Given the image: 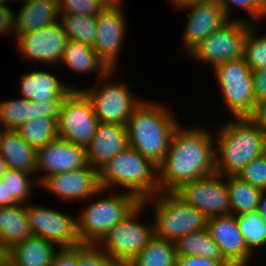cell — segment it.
Listing matches in <instances>:
<instances>
[{"instance_id": "1", "label": "cell", "mask_w": 266, "mask_h": 266, "mask_svg": "<svg viewBox=\"0 0 266 266\" xmlns=\"http://www.w3.org/2000/svg\"><path fill=\"white\" fill-rule=\"evenodd\" d=\"M206 128H175L158 167L159 192H175L183 184L216 173L215 135Z\"/></svg>"}, {"instance_id": "2", "label": "cell", "mask_w": 266, "mask_h": 266, "mask_svg": "<svg viewBox=\"0 0 266 266\" xmlns=\"http://www.w3.org/2000/svg\"><path fill=\"white\" fill-rule=\"evenodd\" d=\"M142 100L133 110L127 128L128 146L157 166L169 148L178 121L164 103Z\"/></svg>"}, {"instance_id": "3", "label": "cell", "mask_w": 266, "mask_h": 266, "mask_svg": "<svg viewBox=\"0 0 266 266\" xmlns=\"http://www.w3.org/2000/svg\"><path fill=\"white\" fill-rule=\"evenodd\" d=\"M215 136L216 173L237 175L266 152V136L251 118L225 123Z\"/></svg>"}, {"instance_id": "4", "label": "cell", "mask_w": 266, "mask_h": 266, "mask_svg": "<svg viewBox=\"0 0 266 266\" xmlns=\"http://www.w3.org/2000/svg\"><path fill=\"white\" fill-rule=\"evenodd\" d=\"M99 183L105 190L122 187L142 201L159 193L158 167L127 146L99 171Z\"/></svg>"}, {"instance_id": "5", "label": "cell", "mask_w": 266, "mask_h": 266, "mask_svg": "<svg viewBox=\"0 0 266 266\" xmlns=\"http://www.w3.org/2000/svg\"><path fill=\"white\" fill-rule=\"evenodd\" d=\"M110 191V196L90 198V204L78 214L77 233L81 244H97L118 222L128 216L142 201L134 194ZM113 193V194H112ZM93 202V203H92Z\"/></svg>"}, {"instance_id": "6", "label": "cell", "mask_w": 266, "mask_h": 266, "mask_svg": "<svg viewBox=\"0 0 266 266\" xmlns=\"http://www.w3.org/2000/svg\"><path fill=\"white\" fill-rule=\"evenodd\" d=\"M151 200L155 207L154 236L175 242L188 233L206 229L208 218L176 192H159L142 202L147 207Z\"/></svg>"}, {"instance_id": "7", "label": "cell", "mask_w": 266, "mask_h": 266, "mask_svg": "<svg viewBox=\"0 0 266 266\" xmlns=\"http://www.w3.org/2000/svg\"><path fill=\"white\" fill-rule=\"evenodd\" d=\"M144 209L141 202L96 244L117 265H128L154 237V223L138 221Z\"/></svg>"}, {"instance_id": "8", "label": "cell", "mask_w": 266, "mask_h": 266, "mask_svg": "<svg viewBox=\"0 0 266 266\" xmlns=\"http://www.w3.org/2000/svg\"><path fill=\"white\" fill-rule=\"evenodd\" d=\"M224 104L235 118H251L256 111L253 71L243 57L220 63L214 68Z\"/></svg>"}, {"instance_id": "9", "label": "cell", "mask_w": 266, "mask_h": 266, "mask_svg": "<svg viewBox=\"0 0 266 266\" xmlns=\"http://www.w3.org/2000/svg\"><path fill=\"white\" fill-rule=\"evenodd\" d=\"M115 70H111L92 88L81 89L90 99L95 115L101 122L127 125L134 108L142 101L129 90L128 85L114 82L112 78ZM101 80L106 82L102 83ZM98 85V86H97ZM103 85V86H102Z\"/></svg>"}, {"instance_id": "10", "label": "cell", "mask_w": 266, "mask_h": 266, "mask_svg": "<svg viewBox=\"0 0 266 266\" xmlns=\"http://www.w3.org/2000/svg\"><path fill=\"white\" fill-rule=\"evenodd\" d=\"M58 137L86 148L93 139L99 119L92 103L81 90H72L62 101Z\"/></svg>"}, {"instance_id": "11", "label": "cell", "mask_w": 266, "mask_h": 266, "mask_svg": "<svg viewBox=\"0 0 266 266\" xmlns=\"http://www.w3.org/2000/svg\"><path fill=\"white\" fill-rule=\"evenodd\" d=\"M250 25L251 23L243 18L229 20L188 54L198 62L209 63L213 68L220 63L243 57L244 39Z\"/></svg>"}, {"instance_id": "12", "label": "cell", "mask_w": 266, "mask_h": 266, "mask_svg": "<svg viewBox=\"0 0 266 266\" xmlns=\"http://www.w3.org/2000/svg\"><path fill=\"white\" fill-rule=\"evenodd\" d=\"M175 192L207 218L231 214L228 186L222 174L187 182Z\"/></svg>"}, {"instance_id": "13", "label": "cell", "mask_w": 266, "mask_h": 266, "mask_svg": "<svg viewBox=\"0 0 266 266\" xmlns=\"http://www.w3.org/2000/svg\"><path fill=\"white\" fill-rule=\"evenodd\" d=\"M29 227L33 236L50 241L58 248L81 245L77 233V219L56 209L26 204Z\"/></svg>"}, {"instance_id": "14", "label": "cell", "mask_w": 266, "mask_h": 266, "mask_svg": "<svg viewBox=\"0 0 266 266\" xmlns=\"http://www.w3.org/2000/svg\"><path fill=\"white\" fill-rule=\"evenodd\" d=\"M15 40L19 54L25 59L51 66L61 62L68 38L58 21L33 32L20 34Z\"/></svg>"}, {"instance_id": "15", "label": "cell", "mask_w": 266, "mask_h": 266, "mask_svg": "<svg viewBox=\"0 0 266 266\" xmlns=\"http://www.w3.org/2000/svg\"><path fill=\"white\" fill-rule=\"evenodd\" d=\"M123 0H114L96 16L97 36L93 49L111 69L115 70L123 46L126 18Z\"/></svg>"}, {"instance_id": "16", "label": "cell", "mask_w": 266, "mask_h": 266, "mask_svg": "<svg viewBox=\"0 0 266 266\" xmlns=\"http://www.w3.org/2000/svg\"><path fill=\"white\" fill-rule=\"evenodd\" d=\"M36 159V173L42 171L44 173H42V176L37 177L36 180L33 179L37 187L47 176L88 166L86 148L59 137L39 148Z\"/></svg>"}, {"instance_id": "17", "label": "cell", "mask_w": 266, "mask_h": 266, "mask_svg": "<svg viewBox=\"0 0 266 266\" xmlns=\"http://www.w3.org/2000/svg\"><path fill=\"white\" fill-rule=\"evenodd\" d=\"M39 187L49 190L64 200L89 201L105 190L99 183V171L88 165L69 172L47 176ZM88 199V200H87Z\"/></svg>"}, {"instance_id": "18", "label": "cell", "mask_w": 266, "mask_h": 266, "mask_svg": "<svg viewBox=\"0 0 266 266\" xmlns=\"http://www.w3.org/2000/svg\"><path fill=\"white\" fill-rule=\"evenodd\" d=\"M177 8L190 11L183 32V45L187 48V53L229 21L215 0L188 1Z\"/></svg>"}, {"instance_id": "19", "label": "cell", "mask_w": 266, "mask_h": 266, "mask_svg": "<svg viewBox=\"0 0 266 266\" xmlns=\"http://www.w3.org/2000/svg\"><path fill=\"white\" fill-rule=\"evenodd\" d=\"M206 228L232 266H249L254 254L247 247L235 215L210 217Z\"/></svg>"}, {"instance_id": "20", "label": "cell", "mask_w": 266, "mask_h": 266, "mask_svg": "<svg viewBox=\"0 0 266 266\" xmlns=\"http://www.w3.org/2000/svg\"><path fill=\"white\" fill-rule=\"evenodd\" d=\"M127 146L126 126L99 121L93 139L86 147L88 165L100 171Z\"/></svg>"}, {"instance_id": "21", "label": "cell", "mask_w": 266, "mask_h": 266, "mask_svg": "<svg viewBox=\"0 0 266 266\" xmlns=\"http://www.w3.org/2000/svg\"><path fill=\"white\" fill-rule=\"evenodd\" d=\"M20 87L21 98L32 102L63 101L72 90H79L76 86L62 83L45 70L23 73Z\"/></svg>"}, {"instance_id": "22", "label": "cell", "mask_w": 266, "mask_h": 266, "mask_svg": "<svg viewBox=\"0 0 266 266\" xmlns=\"http://www.w3.org/2000/svg\"><path fill=\"white\" fill-rule=\"evenodd\" d=\"M15 14V37L59 21L58 0H24Z\"/></svg>"}, {"instance_id": "23", "label": "cell", "mask_w": 266, "mask_h": 266, "mask_svg": "<svg viewBox=\"0 0 266 266\" xmlns=\"http://www.w3.org/2000/svg\"><path fill=\"white\" fill-rule=\"evenodd\" d=\"M0 154L7 168L36 174L37 150L16 131L0 129Z\"/></svg>"}, {"instance_id": "24", "label": "cell", "mask_w": 266, "mask_h": 266, "mask_svg": "<svg viewBox=\"0 0 266 266\" xmlns=\"http://www.w3.org/2000/svg\"><path fill=\"white\" fill-rule=\"evenodd\" d=\"M54 246L52 242L32 235L13 245L4 255L16 266H51L58 249Z\"/></svg>"}, {"instance_id": "25", "label": "cell", "mask_w": 266, "mask_h": 266, "mask_svg": "<svg viewBox=\"0 0 266 266\" xmlns=\"http://www.w3.org/2000/svg\"><path fill=\"white\" fill-rule=\"evenodd\" d=\"M32 236L26 204L0 207V251L4 254L13 245Z\"/></svg>"}, {"instance_id": "26", "label": "cell", "mask_w": 266, "mask_h": 266, "mask_svg": "<svg viewBox=\"0 0 266 266\" xmlns=\"http://www.w3.org/2000/svg\"><path fill=\"white\" fill-rule=\"evenodd\" d=\"M61 62L75 72L88 74L97 71L98 78L111 71L93 47L77 40L68 39Z\"/></svg>"}, {"instance_id": "27", "label": "cell", "mask_w": 266, "mask_h": 266, "mask_svg": "<svg viewBox=\"0 0 266 266\" xmlns=\"http://www.w3.org/2000/svg\"><path fill=\"white\" fill-rule=\"evenodd\" d=\"M177 257L198 256L221 261L232 266L222 255L220 247L212 239L207 228L188 233L174 242Z\"/></svg>"}, {"instance_id": "28", "label": "cell", "mask_w": 266, "mask_h": 266, "mask_svg": "<svg viewBox=\"0 0 266 266\" xmlns=\"http://www.w3.org/2000/svg\"><path fill=\"white\" fill-rule=\"evenodd\" d=\"M225 177L229 191L231 214L236 216L257 211L262 190L241 180L236 175Z\"/></svg>"}, {"instance_id": "29", "label": "cell", "mask_w": 266, "mask_h": 266, "mask_svg": "<svg viewBox=\"0 0 266 266\" xmlns=\"http://www.w3.org/2000/svg\"><path fill=\"white\" fill-rule=\"evenodd\" d=\"M174 242L154 236L127 266H176Z\"/></svg>"}, {"instance_id": "30", "label": "cell", "mask_w": 266, "mask_h": 266, "mask_svg": "<svg viewBox=\"0 0 266 266\" xmlns=\"http://www.w3.org/2000/svg\"><path fill=\"white\" fill-rule=\"evenodd\" d=\"M58 121L49 117H37L29 120L17 130L18 135L31 147L38 150L58 138Z\"/></svg>"}, {"instance_id": "31", "label": "cell", "mask_w": 266, "mask_h": 266, "mask_svg": "<svg viewBox=\"0 0 266 266\" xmlns=\"http://www.w3.org/2000/svg\"><path fill=\"white\" fill-rule=\"evenodd\" d=\"M34 104L30 100L17 98L0 102V129L17 130L20 126L34 119Z\"/></svg>"}, {"instance_id": "32", "label": "cell", "mask_w": 266, "mask_h": 266, "mask_svg": "<svg viewBox=\"0 0 266 266\" xmlns=\"http://www.w3.org/2000/svg\"><path fill=\"white\" fill-rule=\"evenodd\" d=\"M60 22L69 40L94 46L97 36L96 17L88 15H61Z\"/></svg>"}, {"instance_id": "33", "label": "cell", "mask_w": 266, "mask_h": 266, "mask_svg": "<svg viewBox=\"0 0 266 266\" xmlns=\"http://www.w3.org/2000/svg\"><path fill=\"white\" fill-rule=\"evenodd\" d=\"M33 174L21 170L7 168L2 180L7 183L8 206L18 203L27 204L31 198V190L34 187Z\"/></svg>"}, {"instance_id": "34", "label": "cell", "mask_w": 266, "mask_h": 266, "mask_svg": "<svg viewBox=\"0 0 266 266\" xmlns=\"http://www.w3.org/2000/svg\"><path fill=\"white\" fill-rule=\"evenodd\" d=\"M236 220L247 247L253 254L255 249L266 245V222L258 211L236 215Z\"/></svg>"}, {"instance_id": "35", "label": "cell", "mask_w": 266, "mask_h": 266, "mask_svg": "<svg viewBox=\"0 0 266 266\" xmlns=\"http://www.w3.org/2000/svg\"><path fill=\"white\" fill-rule=\"evenodd\" d=\"M254 24L248 27L244 44L243 58L252 71L266 68V33L260 36Z\"/></svg>"}, {"instance_id": "36", "label": "cell", "mask_w": 266, "mask_h": 266, "mask_svg": "<svg viewBox=\"0 0 266 266\" xmlns=\"http://www.w3.org/2000/svg\"><path fill=\"white\" fill-rule=\"evenodd\" d=\"M114 0H58L59 15H88L96 17Z\"/></svg>"}, {"instance_id": "37", "label": "cell", "mask_w": 266, "mask_h": 266, "mask_svg": "<svg viewBox=\"0 0 266 266\" xmlns=\"http://www.w3.org/2000/svg\"><path fill=\"white\" fill-rule=\"evenodd\" d=\"M236 176L250 185L266 190V152L250 161Z\"/></svg>"}, {"instance_id": "38", "label": "cell", "mask_w": 266, "mask_h": 266, "mask_svg": "<svg viewBox=\"0 0 266 266\" xmlns=\"http://www.w3.org/2000/svg\"><path fill=\"white\" fill-rule=\"evenodd\" d=\"M78 261L80 266H116L96 244L78 245Z\"/></svg>"}, {"instance_id": "39", "label": "cell", "mask_w": 266, "mask_h": 266, "mask_svg": "<svg viewBox=\"0 0 266 266\" xmlns=\"http://www.w3.org/2000/svg\"><path fill=\"white\" fill-rule=\"evenodd\" d=\"M217 4L222 8L224 11L226 17L229 20H232L231 13H232V6L236 5L239 8L241 7L245 11L248 12V22L251 24H254L256 21H262L264 20V17L266 18V12L259 6L256 0H215ZM232 5V6H231ZM231 12V13H230ZM254 21H252V20Z\"/></svg>"}, {"instance_id": "40", "label": "cell", "mask_w": 266, "mask_h": 266, "mask_svg": "<svg viewBox=\"0 0 266 266\" xmlns=\"http://www.w3.org/2000/svg\"><path fill=\"white\" fill-rule=\"evenodd\" d=\"M51 266H80L78 261V246L73 248H58Z\"/></svg>"}, {"instance_id": "41", "label": "cell", "mask_w": 266, "mask_h": 266, "mask_svg": "<svg viewBox=\"0 0 266 266\" xmlns=\"http://www.w3.org/2000/svg\"><path fill=\"white\" fill-rule=\"evenodd\" d=\"M34 118L49 117L59 120L62 101L33 102Z\"/></svg>"}, {"instance_id": "42", "label": "cell", "mask_w": 266, "mask_h": 266, "mask_svg": "<svg viewBox=\"0 0 266 266\" xmlns=\"http://www.w3.org/2000/svg\"><path fill=\"white\" fill-rule=\"evenodd\" d=\"M15 36V13L7 7V3H0V35Z\"/></svg>"}, {"instance_id": "43", "label": "cell", "mask_w": 266, "mask_h": 266, "mask_svg": "<svg viewBox=\"0 0 266 266\" xmlns=\"http://www.w3.org/2000/svg\"><path fill=\"white\" fill-rule=\"evenodd\" d=\"M253 89L257 105L266 100V68L253 71Z\"/></svg>"}, {"instance_id": "44", "label": "cell", "mask_w": 266, "mask_h": 266, "mask_svg": "<svg viewBox=\"0 0 266 266\" xmlns=\"http://www.w3.org/2000/svg\"><path fill=\"white\" fill-rule=\"evenodd\" d=\"M176 266H225L221 261L205 257L181 256L176 258Z\"/></svg>"}, {"instance_id": "45", "label": "cell", "mask_w": 266, "mask_h": 266, "mask_svg": "<svg viewBox=\"0 0 266 266\" xmlns=\"http://www.w3.org/2000/svg\"><path fill=\"white\" fill-rule=\"evenodd\" d=\"M251 119L266 136V100L257 105L256 111Z\"/></svg>"}, {"instance_id": "46", "label": "cell", "mask_w": 266, "mask_h": 266, "mask_svg": "<svg viewBox=\"0 0 266 266\" xmlns=\"http://www.w3.org/2000/svg\"><path fill=\"white\" fill-rule=\"evenodd\" d=\"M8 206V188L7 183H4L2 179H0V207Z\"/></svg>"}, {"instance_id": "47", "label": "cell", "mask_w": 266, "mask_h": 266, "mask_svg": "<svg viewBox=\"0 0 266 266\" xmlns=\"http://www.w3.org/2000/svg\"><path fill=\"white\" fill-rule=\"evenodd\" d=\"M257 211L260 217L266 222V190L261 192Z\"/></svg>"}, {"instance_id": "48", "label": "cell", "mask_w": 266, "mask_h": 266, "mask_svg": "<svg viewBox=\"0 0 266 266\" xmlns=\"http://www.w3.org/2000/svg\"><path fill=\"white\" fill-rule=\"evenodd\" d=\"M0 266H16L4 254L0 257Z\"/></svg>"}, {"instance_id": "49", "label": "cell", "mask_w": 266, "mask_h": 266, "mask_svg": "<svg viewBox=\"0 0 266 266\" xmlns=\"http://www.w3.org/2000/svg\"><path fill=\"white\" fill-rule=\"evenodd\" d=\"M6 170H7L6 162L4 161V159L2 158L0 154V179L3 178V175L6 172Z\"/></svg>"}, {"instance_id": "50", "label": "cell", "mask_w": 266, "mask_h": 266, "mask_svg": "<svg viewBox=\"0 0 266 266\" xmlns=\"http://www.w3.org/2000/svg\"><path fill=\"white\" fill-rule=\"evenodd\" d=\"M172 1L173 5H175L174 7H177L178 5L188 2V1H194V0H170Z\"/></svg>"}, {"instance_id": "51", "label": "cell", "mask_w": 266, "mask_h": 266, "mask_svg": "<svg viewBox=\"0 0 266 266\" xmlns=\"http://www.w3.org/2000/svg\"><path fill=\"white\" fill-rule=\"evenodd\" d=\"M259 6L266 12V0H256Z\"/></svg>"}, {"instance_id": "52", "label": "cell", "mask_w": 266, "mask_h": 266, "mask_svg": "<svg viewBox=\"0 0 266 266\" xmlns=\"http://www.w3.org/2000/svg\"><path fill=\"white\" fill-rule=\"evenodd\" d=\"M0 3H8V0H0Z\"/></svg>"}]
</instances>
